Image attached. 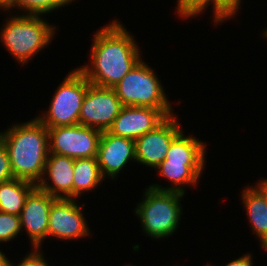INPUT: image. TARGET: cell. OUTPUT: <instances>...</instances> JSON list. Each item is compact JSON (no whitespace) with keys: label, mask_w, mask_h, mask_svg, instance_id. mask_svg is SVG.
I'll return each instance as SVG.
<instances>
[{"label":"cell","mask_w":267,"mask_h":266,"mask_svg":"<svg viewBox=\"0 0 267 266\" xmlns=\"http://www.w3.org/2000/svg\"><path fill=\"white\" fill-rule=\"evenodd\" d=\"M161 80L142 59L113 88L122 106L160 109L166 116L173 114Z\"/></svg>","instance_id":"8992f818"},{"label":"cell","mask_w":267,"mask_h":266,"mask_svg":"<svg viewBox=\"0 0 267 266\" xmlns=\"http://www.w3.org/2000/svg\"><path fill=\"white\" fill-rule=\"evenodd\" d=\"M253 186H246L240 199L247 211L252 231L259 238L261 248L267 251V203L262 194Z\"/></svg>","instance_id":"2e32d148"},{"label":"cell","mask_w":267,"mask_h":266,"mask_svg":"<svg viewBox=\"0 0 267 266\" xmlns=\"http://www.w3.org/2000/svg\"><path fill=\"white\" fill-rule=\"evenodd\" d=\"M39 15H11L0 31L4 48L25 65L53 40L56 27Z\"/></svg>","instance_id":"277c9868"},{"label":"cell","mask_w":267,"mask_h":266,"mask_svg":"<svg viewBox=\"0 0 267 266\" xmlns=\"http://www.w3.org/2000/svg\"><path fill=\"white\" fill-rule=\"evenodd\" d=\"M97 160L104 178H117L130 160L136 161L135 141L102 131Z\"/></svg>","instance_id":"5bb4252c"},{"label":"cell","mask_w":267,"mask_h":266,"mask_svg":"<svg viewBox=\"0 0 267 266\" xmlns=\"http://www.w3.org/2000/svg\"><path fill=\"white\" fill-rule=\"evenodd\" d=\"M176 115L167 116L153 130L135 140L136 162L156 168L166 157L172 141L182 132Z\"/></svg>","instance_id":"30bf717a"},{"label":"cell","mask_w":267,"mask_h":266,"mask_svg":"<svg viewBox=\"0 0 267 266\" xmlns=\"http://www.w3.org/2000/svg\"><path fill=\"white\" fill-rule=\"evenodd\" d=\"M252 257H253L252 254L246 253L245 255H242L237 259L231 260L225 266H253ZM208 266H213V265L208 264Z\"/></svg>","instance_id":"d4e9b609"},{"label":"cell","mask_w":267,"mask_h":266,"mask_svg":"<svg viewBox=\"0 0 267 266\" xmlns=\"http://www.w3.org/2000/svg\"><path fill=\"white\" fill-rule=\"evenodd\" d=\"M114 20L94 33L91 64L78 67L91 84L100 87L113 88L142 59L134 36Z\"/></svg>","instance_id":"6da1fadb"},{"label":"cell","mask_w":267,"mask_h":266,"mask_svg":"<svg viewBox=\"0 0 267 266\" xmlns=\"http://www.w3.org/2000/svg\"><path fill=\"white\" fill-rule=\"evenodd\" d=\"M185 194L176 191L145 189L143 199L135 208L142 230L152 239L170 237L179 227L182 213L181 198Z\"/></svg>","instance_id":"5b68a950"},{"label":"cell","mask_w":267,"mask_h":266,"mask_svg":"<svg viewBox=\"0 0 267 266\" xmlns=\"http://www.w3.org/2000/svg\"><path fill=\"white\" fill-rule=\"evenodd\" d=\"M212 3L213 7V22L215 24V0H177L176 11L177 15L183 19L195 18L200 16L205 9Z\"/></svg>","instance_id":"ffe728a7"},{"label":"cell","mask_w":267,"mask_h":266,"mask_svg":"<svg viewBox=\"0 0 267 266\" xmlns=\"http://www.w3.org/2000/svg\"><path fill=\"white\" fill-rule=\"evenodd\" d=\"M122 108L114 88L90 84L79 115V124L107 131Z\"/></svg>","instance_id":"9c48e42d"},{"label":"cell","mask_w":267,"mask_h":266,"mask_svg":"<svg viewBox=\"0 0 267 266\" xmlns=\"http://www.w3.org/2000/svg\"><path fill=\"white\" fill-rule=\"evenodd\" d=\"M35 187V183L19 178L0 183V211L20 215L27 196Z\"/></svg>","instance_id":"ac0fdd59"},{"label":"cell","mask_w":267,"mask_h":266,"mask_svg":"<svg viewBox=\"0 0 267 266\" xmlns=\"http://www.w3.org/2000/svg\"><path fill=\"white\" fill-rule=\"evenodd\" d=\"M197 137L185 136L182 131L171 143L165 159L155 168L159 176L169 180L171 186L159 184L150 188L185 193V186H198L206 165V144Z\"/></svg>","instance_id":"3957f363"},{"label":"cell","mask_w":267,"mask_h":266,"mask_svg":"<svg viewBox=\"0 0 267 266\" xmlns=\"http://www.w3.org/2000/svg\"><path fill=\"white\" fill-rule=\"evenodd\" d=\"M73 199L87 191L95 190L105 179L97 157L74 159ZM80 195V196H79Z\"/></svg>","instance_id":"e0dca14e"},{"label":"cell","mask_w":267,"mask_h":266,"mask_svg":"<svg viewBox=\"0 0 267 266\" xmlns=\"http://www.w3.org/2000/svg\"><path fill=\"white\" fill-rule=\"evenodd\" d=\"M254 187L262 194L267 203V179H260Z\"/></svg>","instance_id":"484cf974"},{"label":"cell","mask_w":267,"mask_h":266,"mask_svg":"<svg viewBox=\"0 0 267 266\" xmlns=\"http://www.w3.org/2000/svg\"><path fill=\"white\" fill-rule=\"evenodd\" d=\"M101 134L81 124L48 128L49 152L73 159L97 157Z\"/></svg>","instance_id":"ba28073f"},{"label":"cell","mask_w":267,"mask_h":266,"mask_svg":"<svg viewBox=\"0 0 267 266\" xmlns=\"http://www.w3.org/2000/svg\"><path fill=\"white\" fill-rule=\"evenodd\" d=\"M7 130V131H6ZM2 132L14 178L36 185L42 179L49 155L48 128L37 118L13 124Z\"/></svg>","instance_id":"7a4b0ae2"},{"label":"cell","mask_w":267,"mask_h":266,"mask_svg":"<svg viewBox=\"0 0 267 266\" xmlns=\"http://www.w3.org/2000/svg\"><path fill=\"white\" fill-rule=\"evenodd\" d=\"M91 83L78 69H73L58 86L47 112L37 118L47 127L79 124L81 106Z\"/></svg>","instance_id":"52a82bcc"},{"label":"cell","mask_w":267,"mask_h":266,"mask_svg":"<svg viewBox=\"0 0 267 266\" xmlns=\"http://www.w3.org/2000/svg\"><path fill=\"white\" fill-rule=\"evenodd\" d=\"M22 231L19 215L0 211V242H9Z\"/></svg>","instance_id":"44dd1931"},{"label":"cell","mask_w":267,"mask_h":266,"mask_svg":"<svg viewBox=\"0 0 267 266\" xmlns=\"http://www.w3.org/2000/svg\"><path fill=\"white\" fill-rule=\"evenodd\" d=\"M166 117L160 109L122 106L118 116L107 131L112 135L130 138L135 141L153 130Z\"/></svg>","instance_id":"4fadbf2b"},{"label":"cell","mask_w":267,"mask_h":266,"mask_svg":"<svg viewBox=\"0 0 267 266\" xmlns=\"http://www.w3.org/2000/svg\"><path fill=\"white\" fill-rule=\"evenodd\" d=\"M242 0H215V23L219 25L223 21L231 20L239 11Z\"/></svg>","instance_id":"7402d4cb"},{"label":"cell","mask_w":267,"mask_h":266,"mask_svg":"<svg viewBox=\"0 0 267 266\" xmlns=\"http://www.w3.org/2000/svg\"><path fill=\"white\" fill-rule=\"evenodd\" d=\"M14 0H0V9L4 11L10 10V8L13 6Z\"/></svg>","instance_id":"4316f807"},{"label":"cell","mask_w":267,"mask_h":266,"mask_svg":"<svg viewBox=\"0 0 267 266\" xmlns=\"http://www.w3.org/2000/svg\"><path fill=\"white\" fill-rule=\"evenodd\" d=\"M75 0H14L10 9L16 8L21 10L24 15H41L48 14L54 10H59L62 6H66ZM28 11V12H27Z\"/></svg>","instance_id":"d6986e66"},{"label":"cell","mask_w":267,"mask_h":266,"mask_svg":"<svg viewBox=\"0 0 267 266\" xmlns=\"http://www.w3.org/2000/svg\"><path fill=\"white\" fill-rule=\"evenodd\" d=\"M10 261L5 254L2 252V250H0V266H9L10 265Z\"/></svg>","instance_id":"83f0119b"},{"label":"cell","mask_w":267,"mask_h":266,"mask_svg":"<svg viewBox=\"0 0 267 266\" xmlns=\"http://www.w3.org/2000/svg\"><path fill=\"white\" fill-rule=\"evenodd\" d=\"M40 250H32L29 254L25 255L23 260L18 264L10 262L9 266H50Z\"/></svg>","instance_id":"cb8c5ba5"},{"label":"cell","mask_w":267,"mask_h":266,"mask_svg":"<svg viewBox=\"0 0 267 266\" xmlns=\"http://www.w3.org/2000/svg\"><path fill=\"white\" fill-rule=\"evenodd\" d=\"M55 199L36 186L25 200L19 217L21 228L27 233L33 247L31 250H40L42 242L48 238L49 212Z\"/></svg>","instance_id":"7c38bea8"},{"label":"cell","mask_w":267,"mask_h":266,"mask_svg":"<svg viewBox=\"0 0 267 266\" xmlns=\"http://www.w3.org/2000/svg\"><path fill=\"white\" fill-rule=\"evenodd\" d=\"M75 200L56 198L52 202L48 218L49 238L71 241L91 234L83 215L84 208Z\"/></svg>","instance_id":"8fae6325"},{"label":"cell","mask_w":267,"mask_h":266,"mask_svg":"<svg viewBox=\"0 0 267 266\" xmlns=\"http://www.w3.org/2000/svg\"><path fill=\"white\" fill-rule=\"evenodd\" d=\"M2 141V132H0V142Z\"/></svg>","instance_id":"f546056e"},{"label":"cell","mask_w":267,"mask_h":266,"mask_svg":"<svg viewBox=\"0 0 267 266\" xmlns=\"http://www.w3.org/2000/svg\"><path fill=\"white\" fill-rule=\"evenodd\" d=\"M262 35H263V38L264 37L267 38V27L265 28V31H263Z\"/></svg>","instance_id":"f1b7e54d"},{"label":"cell","mask_w":267,"mask_h":266,"mask_svg":"<svg viewBox=\"0 0 267 266\" xmlns=\"http://www.w3.org/2000/svg\"><path fill=\"white\" fill-rule=\"evenodd\" d=\"M14 178L11 170L10 159L8 151L3 144L0 142V183L9 181Z\"/></svg>","instance_id":"603a6c76"},{"label":"cell","mask_w":267,"mask_h":266,"mask_svg":"<svg viewBox=\"0 0 267 266\" xmlns=\"http://www.w3.org/2000/svg\"><path fill=\"white\" fill-rule=\"evenodd\" d=\"M74 159L49 153L42 179L36 185L52 197L73 199ZM47 176V177H46ZM51 183H49V181Z\"/></svg>","instance_id":"9a60e30c"}]
</instances>
